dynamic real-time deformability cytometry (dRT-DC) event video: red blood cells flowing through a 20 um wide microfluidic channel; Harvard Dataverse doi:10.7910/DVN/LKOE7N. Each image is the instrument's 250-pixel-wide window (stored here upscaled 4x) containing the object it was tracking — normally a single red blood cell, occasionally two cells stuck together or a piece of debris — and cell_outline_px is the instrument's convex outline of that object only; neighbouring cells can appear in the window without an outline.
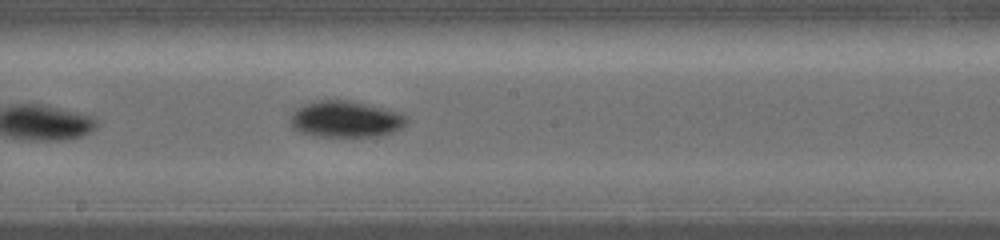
{"species": "common noctule bat (a hibernating species)", "species_latin": "Nyctalus noctula", "temperature_condition": "warm", "stored_images_in_passage": 19, "camera_frame_rate_fps": 5000, "um_per_image_px": 0.085, "animal": {"sex": "female", "body_mass_g": 19.0, "forearm_length_mm": 56.7}, "frame": {"image": 1, "passage_image": 9, "time_ms": 4.6, "image_size_px": [1000, 240], "cell_outline_px": [[408, 120], [400, 128], [392, 132], [376, 136], [352, 140], [320, 136], [300, 132], [292, 128], [288, 120], [300, 108], [308, 104], [320, 100], [344, 100], [392, 112], [404, 116]], "centroid_in_image_um": [29.32, 10.21], "position_along_channel_um": 218.9, "area_um2": 24.22}}